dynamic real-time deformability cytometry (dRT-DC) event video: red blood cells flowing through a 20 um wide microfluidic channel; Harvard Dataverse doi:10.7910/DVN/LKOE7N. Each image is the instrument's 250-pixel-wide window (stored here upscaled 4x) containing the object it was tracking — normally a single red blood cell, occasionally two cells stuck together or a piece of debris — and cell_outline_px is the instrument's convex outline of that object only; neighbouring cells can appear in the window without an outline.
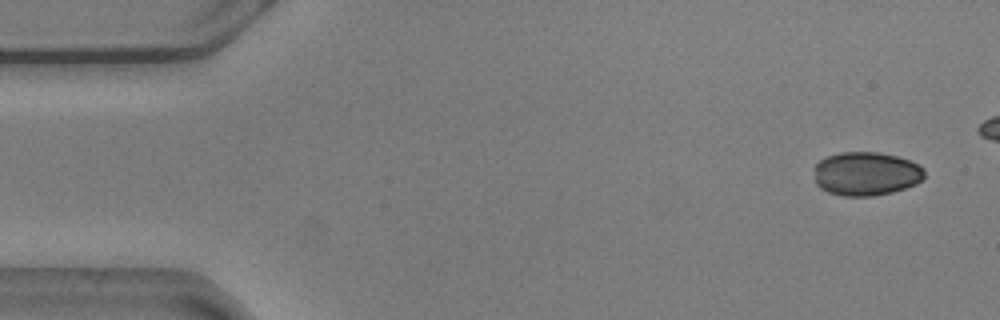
{"species": "common noctule bat (a hibernating species)", "species_latin": "Nyctalus noctula", "temperature_condition": "warm", "stored_images_in_passage": 16, "camera_frame_rate_fps": 3000, "um_per_image_px": 0.085, "animal": {"sex": "male", "body_mass_g": 20.5, "forearm_length_mm": 52.5}, "frame": {"image": 1, "passage_image": 3, "time_ms": 0.667, "image_size_px": [1000, 320], "cell_outline_px": [[924, 180], [916, 184], [892, 192], [872, 196], [844, 196], [828, 192], [820, 188], [816, 184], [816, 164], [820, 160], [828, 156], [840, 152], [880, 152], [896, 156], [920, 164], [924, 168]], "centroid_in_image_um": [73.65, 14.76], "position_along_channel_um": 11.3, "area_um2": 28.15}}